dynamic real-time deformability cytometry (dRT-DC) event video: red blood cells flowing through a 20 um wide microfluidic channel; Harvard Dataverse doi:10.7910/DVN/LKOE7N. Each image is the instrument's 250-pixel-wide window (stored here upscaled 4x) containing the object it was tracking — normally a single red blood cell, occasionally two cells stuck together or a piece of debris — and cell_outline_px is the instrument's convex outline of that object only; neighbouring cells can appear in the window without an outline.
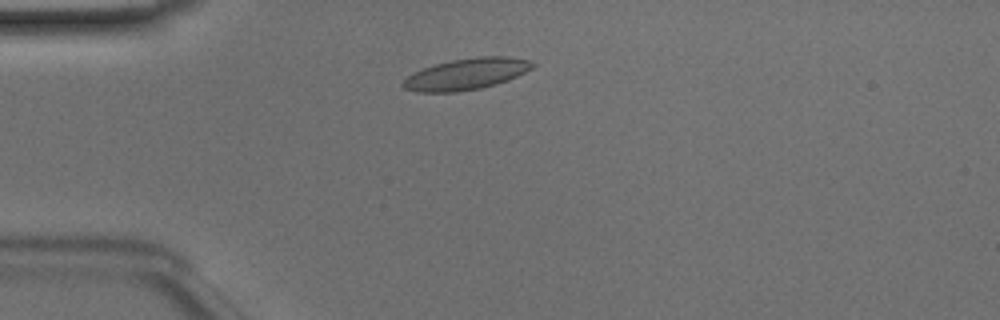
{"species": "Egyptian fruit bat (a non-hibernating species)", "species_latin": "Rousettus aegyptiacus", "temperature_condition": "room temperature", "stored_images_in_passage": 44, "camera_frame_rate_fps": 3000, "um_per_image_px": 0.085, "animal": {"sex": "male"}, "frame": {"image": 1, "passage_image": 7, "time_ms": 2.0, "image_size_px": [1000, 320], "cell_outline_px": [[536, 64], [532, 68], [508, 80], [496, 84], [480, 88], [456, 92], [416, 92], [404, 88], [400, 84], [408, 76], [424, 68], [436, 64], [452, 60], [480, 56], [508, 56], [532, 60]], "centroid_in_image_um": [39.67, 6.29], "position_along_channel_um": 45.3, "area_um2": 23.52}}
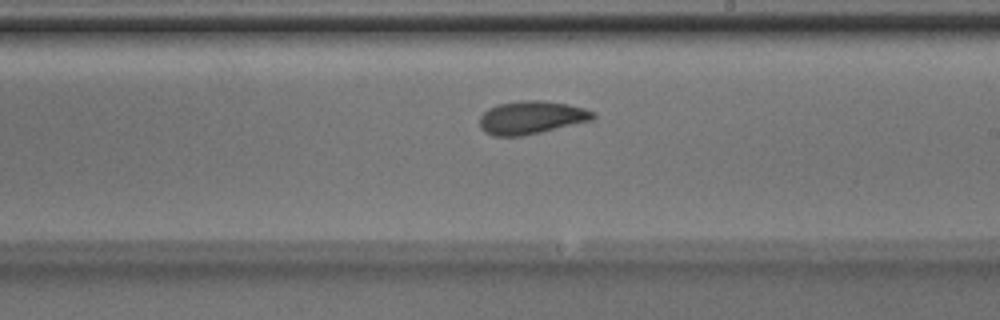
{"frame": {"image": 2, "passage_image": 23, "time_ms": 7.333, "image_size_px": [1000, 320], "cell_outline_px": [[596, 116], [592, 120], [540, 132], [520, 136], [492, 136], [484, 132], [480, 128], [480, 116], [488, 108], [496, 104], [520, 100], [544, 100], [568, 104], [584, 108], [596, 112]], "centroid_in_image_um": [45.15, 9.98], "position_along_channel_um": 243.9, "area_um2": 22.02}}
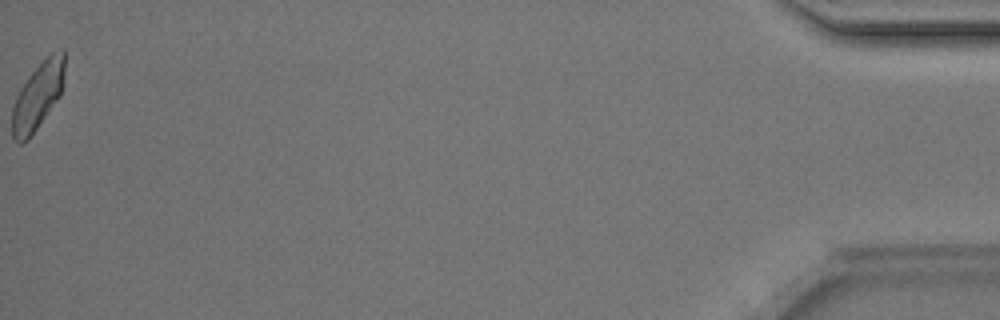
{"frame": {"image": 3, "passage_image": 44, "time_ms": 14.333, "image_size_px": [1000, 320], "cell_outline_px": [[64, 72], [60, 96], [28, 140], [20, 144], [12, 140], [12, 108], [16, 96], [20, 88], [28, 76], [52, 52], [60, 48], [64, 48]], "centroid_in_image_um": [3.19, 8.18], "position_along_channel_um": 432.0, "area_um2": 20.4}, "authors_computed_cell_mechanics": {"area_um2": 21.4438, "velocity_mm_per_s": 4.0995, "shape_relaxation_time_tau1_ms": 3.3529, "shape_relaxation_time_tau2_ms": 1.7497, "deformation_change_tau1": 0.1094, "deformation_change_tau2": 0.0564}}